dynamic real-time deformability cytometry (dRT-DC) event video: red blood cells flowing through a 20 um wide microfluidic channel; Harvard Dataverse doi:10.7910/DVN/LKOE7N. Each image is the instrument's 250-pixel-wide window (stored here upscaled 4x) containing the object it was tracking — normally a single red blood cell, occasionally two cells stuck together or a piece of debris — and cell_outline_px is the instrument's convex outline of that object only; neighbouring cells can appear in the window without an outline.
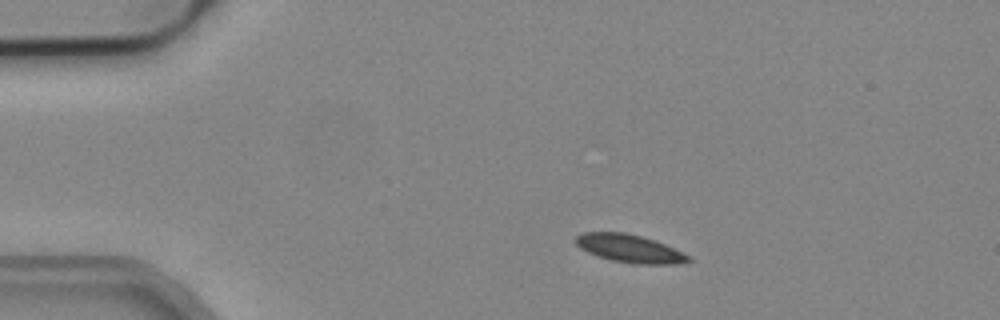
{"species": "common noctule bat (a hibernating species)", "species_latin": "Nyctalus noctula", "temperature_condition": "cold", "stored_images_in_passage": 5, "camera_frame_rate_fps": 3000, "um_per_image_px": 0.085, "animal": {"sex": "male", "body_mass_g": 19.2, "forearm_length_mm": 51.8}, "frame": {"image": 1, "passage_image": 2, "time_ms": 0.333, "image_size_px": [1000, 320], "cell_outline_px": [[692, 260], [672, 264], [632, 264], [612, 260], [588, 252], [580, 248], [576, 244], [576, 236], [580, 232], [624, 232], [640, 236], [664, 244], [692, 256]], "centroid_in_image_um": [53.51, 21.12], "position_along_channel_um": 31.5, "area_um2": 18.21}}
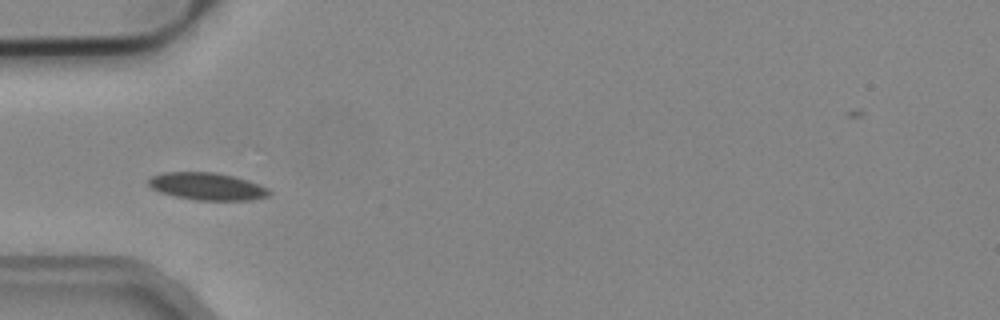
{"frame": {"image": 2, "passage_image": 4, "time_ms": 1.0, "image_size_px": [1000, 320], "cell_outline_px": [[272, 192], [268, 196], [252, 200], [196, 200], [176, 196], [160, 192], [152, 188], [148, 184], [148, 180], [152, 176], [164, 172], [216, 172], [232, 176], [268, 188]], "centroid_in_image_um": [17.59, 15.84], "position_along_channel_um": 67.4, "area_um2": 19.02}}